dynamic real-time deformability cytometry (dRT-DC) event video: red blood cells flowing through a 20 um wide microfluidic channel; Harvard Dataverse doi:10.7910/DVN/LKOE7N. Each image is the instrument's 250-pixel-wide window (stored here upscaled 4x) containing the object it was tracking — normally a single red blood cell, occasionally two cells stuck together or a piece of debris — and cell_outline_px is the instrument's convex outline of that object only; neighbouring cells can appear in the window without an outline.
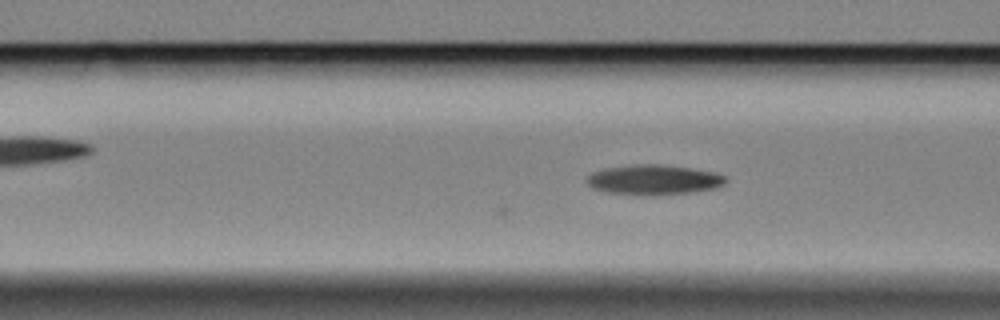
{"species": "Egyptian fruit bat (a non-hibernating species)", "species_latin": "Rousettus aegyptiacus", "temperature_condition": "cold", "stored_images_in_passage": 4, "camera_frame_rate_fps": 3000, "um_per_image_px": 0.085, "animal": {"sex": "female"}, "frame": {"image": 1, "passage_image": 4, "time_ms": 1.0, "image_size_px": [1000, 320], "cell_outline_px": [[728, 180], [724, 184], [716, 188], [692, 192], [656, 196], [608, 192], [592, 188], [584, 180], [592, 172], [604, 168], [632, 164], [660, 164], [716, 172], [724, 176]], "centroid_in_image_um": [55.56, 15.28], "position_along_channel_um": 111.0, "area_um2": 24.45}}